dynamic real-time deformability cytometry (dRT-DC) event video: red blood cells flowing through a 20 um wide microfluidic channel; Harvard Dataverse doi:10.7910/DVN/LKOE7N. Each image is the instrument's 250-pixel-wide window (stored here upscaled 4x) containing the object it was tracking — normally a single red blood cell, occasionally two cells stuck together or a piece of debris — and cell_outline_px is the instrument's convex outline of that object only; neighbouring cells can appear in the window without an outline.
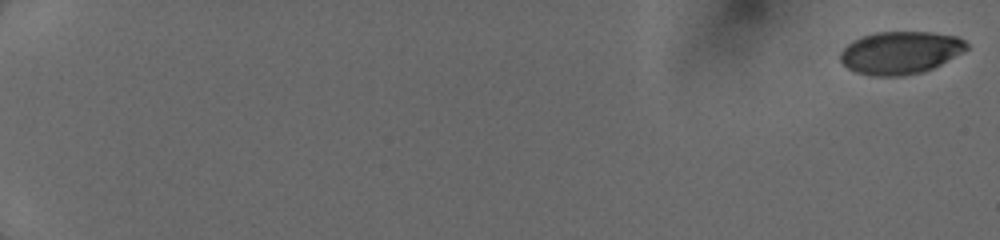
{"species": "human", "species_latin": "Homo sapiens", "temperature_condition": "cold", "stored_images_in_passage": 7, "camera_frame_rate_fps": 3000, "um_per_image_px": 0.085, "donor": {"sex": "female"}, "frame": {"image": 1, "passage_image": 1, "time_ms": 0.0, "image_size_px": [1000, 240], "cell_outline_px": [[968, 48], [964, 52], [924, 72], [904, 76], [872, 76], [856, 72], [848, 68], [840, 60], [840, 52], [852, 40], [876, 32], [932, 32], [956, 36], [964, 40], [968, 44]], "centroid_in_image_um": [76.54, 4.48], "position_along_channel_um": 8.5, "area_um2": 31.44}}